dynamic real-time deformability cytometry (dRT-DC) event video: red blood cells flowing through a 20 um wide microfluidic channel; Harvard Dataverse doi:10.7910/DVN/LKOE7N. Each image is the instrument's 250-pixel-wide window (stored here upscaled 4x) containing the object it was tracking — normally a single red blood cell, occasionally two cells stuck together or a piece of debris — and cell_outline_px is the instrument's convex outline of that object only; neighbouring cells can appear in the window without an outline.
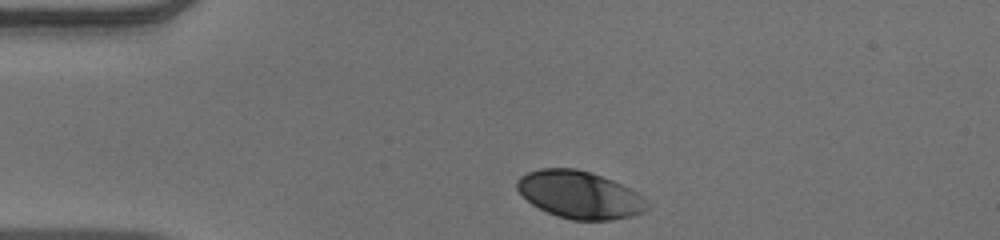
{"species": "human", "species_latin": "Homo sapiens", "temperature_condition": "warm", "stored_images_in_passage": 33, "camera_frame_rate_fps": 3000, "um_per_image_px": 0.085, "donor": {"sex": "male"}, "frame": {"image": 1, "passage_image": 1, "time_ms": 0.0, "image_size_px": [1000, 240], "cell_outline_px": [[652, 204], [644, 212], [632, 216], [612, 220], [572, 220], [556, 216], [532, 204], [516, 188], [516, 180], [520, 176], [528, 172], [540, 168], [576, 168], [612, 180], [636, 192]], "centroid_in_image_um": [49.28, 16.56], "position_along_channel_um": 35.7, "area_um2": 35.89}}
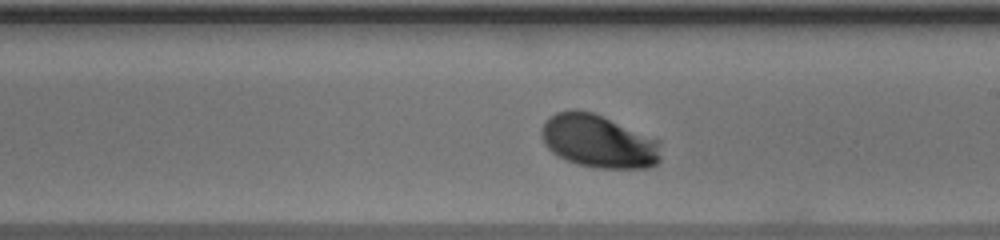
{"frame": {"image": 2, "passage_image": 20, "time_ms": 6.333, "image_size_px": [1000, 240], "cell_outline_px": [[660, 160], [656, 164], [648, 168], [596, 168], [580, 164], [568, 160], [552, 152], [544, 144], [540, 136], [540, 128], [544, 120], [556, 112], [568, 108], [576, 108], [592, 112], [660, 140]], "centroid_in_image_um": [50.84, 11.99], "position_along_channel_um": 238.2, "area_um2": 37.22}}
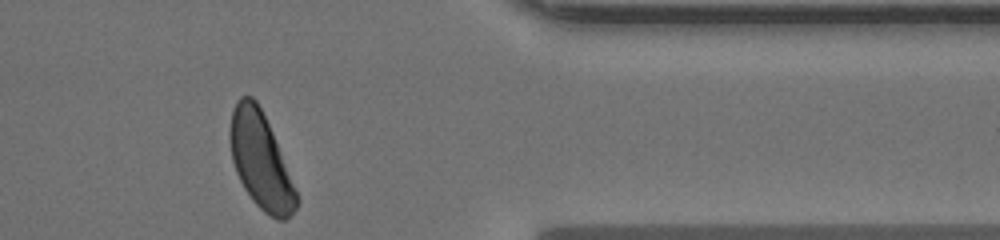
{"frame": {"image": 3, "passage_image": 33, "time_ms": 10.667, "image_size_px": [1000, 240], "cell_outline_px": [[300, 200], [296, 208], [284, 220], [276, 220], [264, 212], [252, 200], [244, 188], [236, 172], [232, 160], [228, 136], [228, 132], [232, 112], [236, 100], [240, 96], [252, 96], [256, 100], [272, 132]], "centroid_in_image_um": [22.12, 13.66], "position_along_channel_um": 389.3, "area_um2": 36.88}, "authors_computed_cell_mechanics": {"area_um2": 36.414, "velocity_mm_per_s": 3.8966, "shape_relaxation_time_tau1_ms": 1.4697, "shape_relaxation_time_tau2_ms": 4.5891, "deformation_change_tau1": 0.1247, "deformation_change_tau2": 0.0798}}